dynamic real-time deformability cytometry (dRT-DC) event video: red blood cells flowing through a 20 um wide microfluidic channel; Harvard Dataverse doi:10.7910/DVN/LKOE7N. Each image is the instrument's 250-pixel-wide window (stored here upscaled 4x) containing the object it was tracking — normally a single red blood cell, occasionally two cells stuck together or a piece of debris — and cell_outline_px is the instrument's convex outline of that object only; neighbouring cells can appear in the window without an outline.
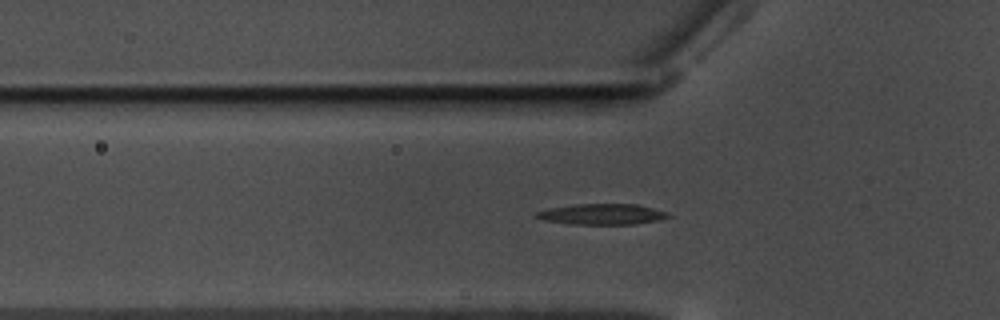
{"species": "common noctule bat (a hibernating species)", "species_latin": "Nyctalus noctula", "temperature_condition": "warm", "stored_images_in_passage": 45, "camera_frame_rate_fps": 3000, "um_per_image_px": 0.085, "animal": {"sex": "male", "body_mass_g": 17.5, "forearm_length_mm": 52.3}, "frame": {"image": 1, "passage_image": 5, "time_ms": 1.333, "image_size_px": [1000, 320], "cell_outline_px": [[672, 216], [660, 220], [636, 224], [572, 224], [544, 220], [532, 216], [536, 212], [548, 208], [576, 204], [636, 204], [668, 212]], "centroid_in_image_um": [51.17, 18.21], "position_along_channel_um": 74.6, "area_um2": 16.01}}
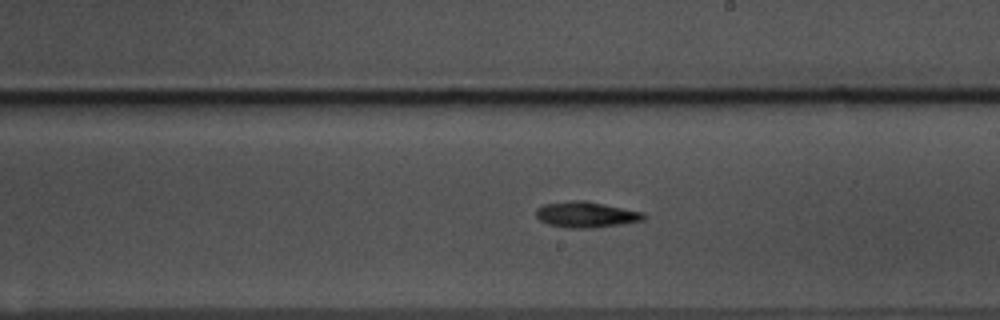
{"frame": {"image": 2, "passage_image": 19, "time_ms": 6.0, "image_size_px": [1000, 320], "cell_outline_px": [[648, 216], [644, 220], [596, 228], [568, 228], [548, 224], [540, 220], [536, 216], [536, 208], [544, 204], [576, 200], [584, 200], [644, 212]], "centroid_in_image_um": [49.84, 18.24], "position_along_channel_um": 239.2, "area_um2": 16.24}}
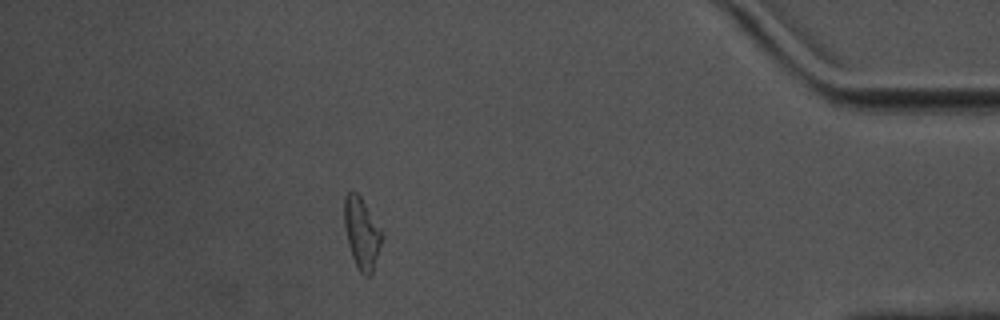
{"frame": {"image": 3, "passage_image": 37, "time_ms": 12.0, "image_size_px": [1000, 320], "cell_outline_px": [[384, 236], [372, 272], [368, 276], [364, 276], [360, 272], [352, 256], [348, 244], [344, 224], [344, 196], [352, 188], [360, 196], [384, 232]], "centroid_in_image_um": [30.76, 19.77], "position_along_channel_um": 404.4, "area_um2": 15.78}}